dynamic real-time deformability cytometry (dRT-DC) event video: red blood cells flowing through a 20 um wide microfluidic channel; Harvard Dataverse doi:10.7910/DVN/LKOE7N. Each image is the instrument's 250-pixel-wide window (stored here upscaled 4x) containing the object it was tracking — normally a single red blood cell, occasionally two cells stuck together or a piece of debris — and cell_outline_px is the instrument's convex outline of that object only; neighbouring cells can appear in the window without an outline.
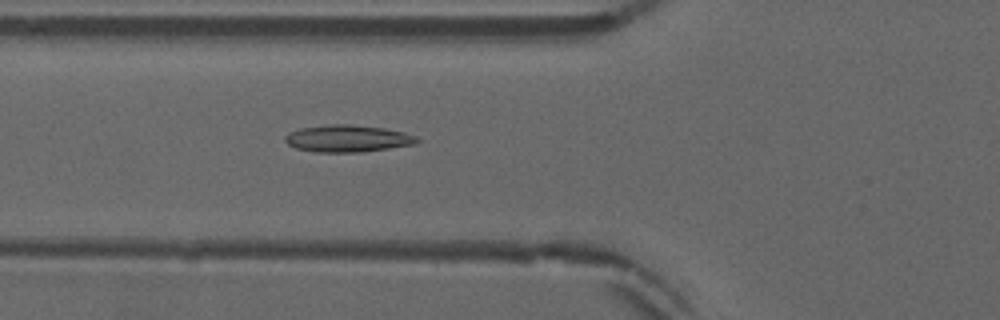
{"species": "common noctule bat (a hibernating species)", "species_latin": "Nyctalus noctula", "temperature_condition": "warm", "stored_images_in_passage": 51, "camera_frame_rate_fps": 3000, "um_per_image_px": 0.085, "animal": {"sex": "male", "forearm_length_mm": 52.5}, "frame": {"image": 1, "passage_image": 20, "time_ms": 6.333, "image_size_px": [1000, 320], "cell_outline_px": [[420, 140], [416, 144], [364, 152], [316, 152], [296, 148], [288, 144], [284, 140], [284, 136], [288, 132], [300, 128], [328, 124], [348, 124], [384, 128], [404, 132], [416, 136]], "centroid_in_image_um": [29.54, 11.77], "position_along_channel_um": 96.3, "area_um2": 20.92}}
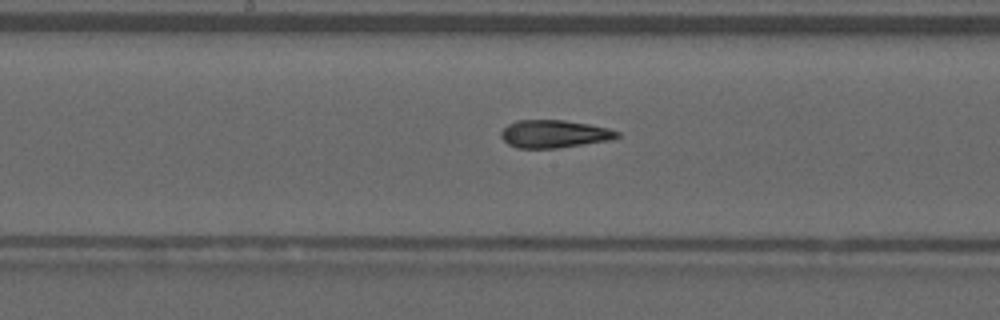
{"frame": {"image": 2, "passage_image": 28, "time_ms": 9.0, "image_size_px": [1000, 320], "cell_outline_px": [[620, 136], [612, 140], [556, 148], [516, 148], [508, 144], [500, 136], [500, 132], [508, 124], [516, 120], [564, 120], [588, 124], [608, 128], [620, 132]], "centroid_in_image_um": [47.1, 11.38], "position_along_channel_um": 201.1, "area_um2": 18.84}}
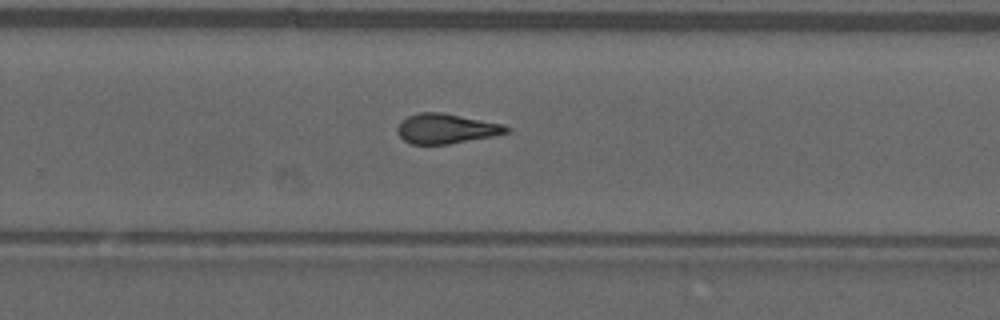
{"frame": {"image": 3, "passage_image": 35, "time_ms": 11.333, "image_size_px": [1000, 320], "cell_outline_px": [[512, 132], [492, 136], [448, 144], [412, 144], [404, 140], [400, 136], [396, 128], [408, 116], [420, 112], [440, 112], [504, 124], [512, 128]], "centroid_in_image_um": [37.98, 10.93], "position_along_channel_um": 291.8, "area_um2": 18.84}, "authors_computed_cell_mechanics": {"area_um2": 19.2474, "velocity_mm_per_s": 3.9114, "shape_relaxation_time_tau1_ms": null, "shape_relaxation_time_tau2_ms": 2.8555, "deformation_change_tau1": null, "deformation_change_tau2": 0.1226}}